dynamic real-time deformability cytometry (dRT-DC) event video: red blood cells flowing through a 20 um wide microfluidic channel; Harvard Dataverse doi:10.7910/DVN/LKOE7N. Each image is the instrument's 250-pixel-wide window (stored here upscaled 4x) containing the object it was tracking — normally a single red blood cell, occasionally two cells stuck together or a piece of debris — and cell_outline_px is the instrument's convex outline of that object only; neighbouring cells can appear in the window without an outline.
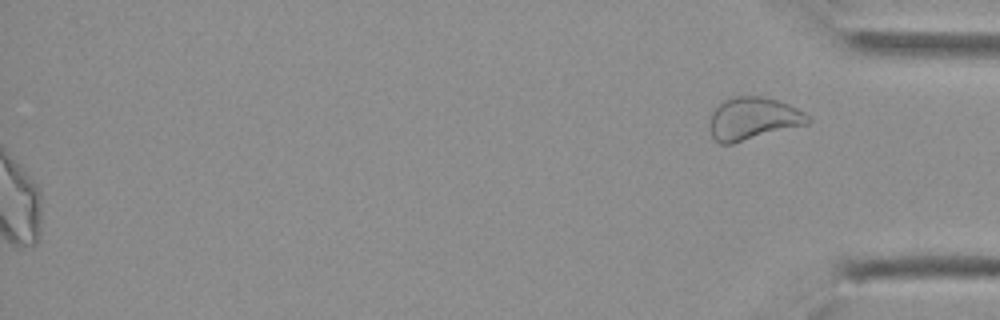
{"species": "Egyptian fruit bat (a non-hibernating species)", "species_latin": "Rousettus aegyptiacus", "temperature_condition": "cold", "stored_images_in_passage": 28, "segment_of_instrument_passage": [2, 2], "camera_frame_rate_fps": 3000, "um_per_image_px": 0.085, "animal": {"sex": "female"}, "frame": {"image": 1, "passage_image": 28, "time_ms": 9.0, "image_size_px": [1000, 320], "cell_outline_px": [[812, 120], [808, 124], [732, 144], [720, 144], [712, 136], [708, 128], [708, 124], [712, 108], [724, 100], [732, 96], [760, 96], [776, 100], [788, 104], [804, 112]], "centroid_in_image_um": [63.96, 10.08], "position_along_channel_um": 371.2, "area_um2": 24.68}}